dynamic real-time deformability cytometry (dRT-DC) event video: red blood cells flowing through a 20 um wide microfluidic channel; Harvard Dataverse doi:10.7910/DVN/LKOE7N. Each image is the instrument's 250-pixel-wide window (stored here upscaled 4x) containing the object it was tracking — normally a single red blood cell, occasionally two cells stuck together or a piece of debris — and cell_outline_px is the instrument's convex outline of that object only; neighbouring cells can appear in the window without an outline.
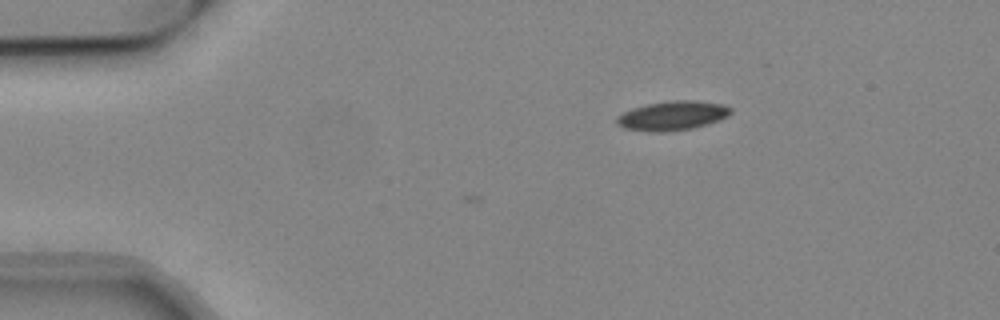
{"species": "common noctule bat (a hibernating species)", "species_latin": "Nyctalus noctula", "temperature_condition": "cold", "stored_images_in_passage": 7, "camera_frame_rate_fps": 3000, "um_per_image_px": 0.085, "animal": {"sex": "male", "body_mass_g": 19.2, "forearm_length_mm": 51.8}, "frame": {"image": 1, "passage_image": 1, "time_ms": 0.0, "image_size_px": [1000, 320], "cell_outline_px": [[732, 112], [728, 116], [720, 120], [692, 128], [660, 132], [652, 132], [624, 128], [616, 124], [616, 116], [632, 108], [648, 104], [672, 100], [696, 100], [724, 104], [732, 108]], "centroid_in_image_um": [57.17, 9.82], "position_along_channel_um": 27.8, "area_um2": 19.48}}